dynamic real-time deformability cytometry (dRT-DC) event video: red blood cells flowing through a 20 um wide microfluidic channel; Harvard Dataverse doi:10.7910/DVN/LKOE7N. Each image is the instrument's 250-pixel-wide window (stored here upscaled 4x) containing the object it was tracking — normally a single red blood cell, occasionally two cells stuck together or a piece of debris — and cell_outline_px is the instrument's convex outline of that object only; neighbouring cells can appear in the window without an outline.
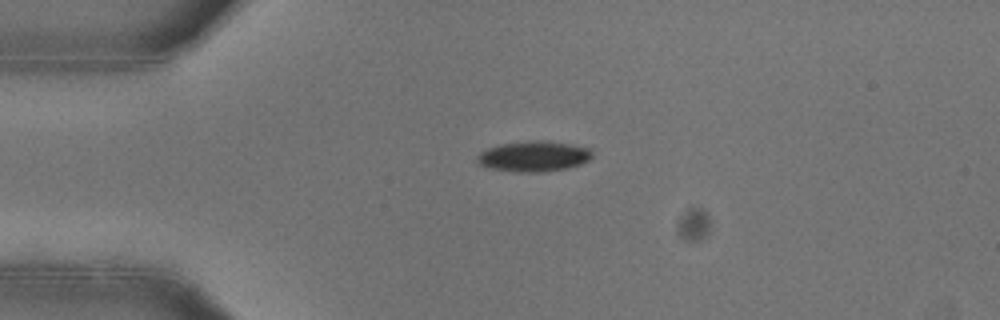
{"species": "common noctule bat (a hibernating species)", "species_latin": "Nyctalus noctula", "temperature_condition": "warm", "stored_images_in_passage": 48, "camera_frame_rate_fps": 3000, "um_per_image_px": 0.085, "animal": {"sex": "female"}, "frame": {"image": 1, "passage_image": 8, "time_ms": 2.333, "image_size_px": [1000, 320], "cell_outline_px": [[592, 156], [588, 160], [580, 164], [568, 168], [540, 172], [516, 172], [488, 168], [480, 164], [476, 160], [476, 156], [480, 152], [488, 148], [500, 144], [532, 140], [544, 140], [568, 144], [588, 148], [592, 152]], "centroid_in_image_um": [45.33, 13.29], "position_along_channel_um": 39.7, "area_um2": 20.4}}
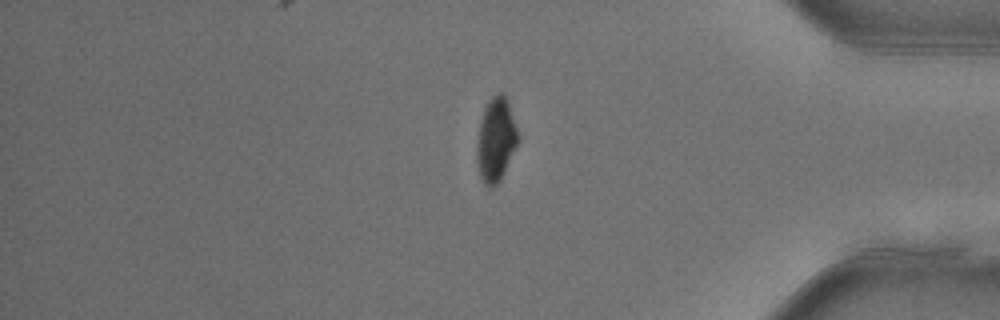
{"frame": {"image": 2, "passage_image": 39, "time_ms": 12.667, "image_size_px": [1000, 320], "cell_outline_px": [[520, 140], [500, 180], [492, 188], [484, 184], [480, 176], [476, 160], [476, 144], [480, 120], [484, 108], [492, 96], [500, 92], [504, 92], [508, 100], [520, 136]], "centroid_in_image_um": [42.16, 11.85], "position_along_channel_um": 393.0, "area_um2": 20.46}}
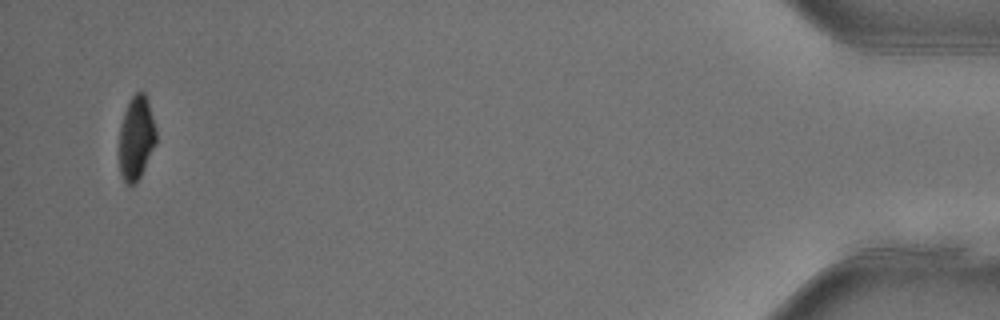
{"frame": {"image": 3, "passage_image": 46, "time_ms": 15.0, "image_size_px": [1000, 320], "cell_outline_px": [[156, 144], [136, 184], [128, 184], [120, 176], [120, 124], [128, 100], [136, 92], [144, 92], [148, 100], [156, 128]], "centroid_in_image_um": [11.59, 11.7], "position_along_channel_um": 423.6, "area_um2": 18.03}, "authors_computed_cell_mechanics": {"area_um2": 20.808, "velocity_mm_per_s": 3.9665, "shape_relaxation_time_tau1_ms": 4.2306, "shape_relaxation_time_tau2_ms": null, "deformation_change_tau1": 0.1395, "deformation_change_tau2": null}}